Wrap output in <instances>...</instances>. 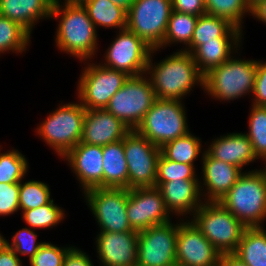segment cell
<instances>
[{
  "mask_svg": "<svg viewBox=\"0 0 266 266\" xmlns=\"http://www.w3.org/2000/svg\"><path fill=\"white\" fill-rule=\"evenodd\" d=\"M250 13L260 21L266 23V0H260L250 8Z\"/></svg>",
  "mask_w": 266,
  "mask_h": 266,
  "instance_id": "obj_45",
  "label": "cell"
},
{
  "mask_svg": "<svg viewBox=\"0 0 266 266\" xmlns=\"http://www.w3.org/2000/svg\"><path fill=\"white\" fill-rule=\"evenodd\" d=\"M173 11L201 16L206 14L205 0H171Z\"/></svg>",
  "mask_w": 266,
  "mask_h": 266,
  "instance_id": "obj_42",
  "label": "cell"
},
{
  "mask_svg": "<svg viewBox=\"0 0 266 266\" xmlns=\"http://www.w3.org/2000/svg\"><path fill=\"white\" fill-rule=\"evenodd\" d=\"M248 6L251 8L255 3H257L260 0H246Z\"/></svg>",
  "mask_w": 266,
  "mask_h": 266,
  "instance_id": "obj_49",
  "label": "cell"
},
{
  "mask_svg": "<svg viewBox=\"0 0 266 266\" xmlns=\"http://www.w3.org/2000/svg\"><path fill=\"white\" fill-rule=\"evenodd\" d=\"M202 160L207 202H219L243 174L242 169L233 164L216 160L206 151L203 153Z\"/></svg>",
  "mask_w": 266,
  "mask_h": 266,
  "instance_id": "obj_20",
  "label": "cell"
},
{
  "mask_svg": "<svg viewBox=\"0 0 266 266\" xmlns=\"http://www.w3.org/2000/svg\"><path fill=\"white\" fill-rule=\"evenodd\" d=\"M53 1L50 17L61 16L56 32L57 47L80 61L91 58L97 49V31L86 8L83 5L62 6L59 0Z\"/></svg>",
  "mask_w": 266,
  "mask_h": 266,
  "instance_id": "obj_2",
  "label": "cell"
},
{
  "mask_svg": "<svg viewBox=\"0 0 266 266\" xmlns=\"http://www.w3.org/2000/svg\"><path fill=\"white\" fill-rule=\"evenodd\" d=\"M110 1L128 11L135 0H110Z\"/></svg>",
  "mask_w": 266,
  "mask_h": 266,
  "instance_id": "obj_47",
  "label": "cell"
},
{
  "mask_svg": "<svg viewBox=\"0 0 266 266\" xmlns=\"http://www.w3.org/2000/svg\"><path fill=\"white\" fill-rule=\"evenodd\" d=\"M85 113L81 102L64 104L43 121L37 133L63 158L81 141Z\"/></svg>",
  "mask_w": 266,
  "mask_h": 266,
  "instance_id": "obj_8",
  "label": "cell"
},
{
  "mask_svg": "<svg viewBox=\"0 0 266 266\" xmlns=\"http://www.w3.org/2000/svg\"><path fill=\"white\" fill-rule=\"evenodd\" d=\"M53 0H0V15L17 22L30 34L41 18H50Z\"/></svg>",
  "mask_w": 266,
  "mask_h": 266,
  "instance_id": "obj_24",
  "label": "cell"
},
{
  "mask_svg": "<svg viewBox=\"0 0 266 266\" xmlns=\"http://www.w3.org/2000/svg\"><path fill=\"white\" fill-rule=\"evenodd\" d=\"M96 26L125 29L127 11L110 0H89L83 5Z\"/></svg>",
  "mask_w": 266,
  "mask_h": 266,
  "instance_id": "obj_28",
  "label": "cell"
},
{
  "mask_svg": "<svg viewBox=\"0 0 266 266\" xmlns=\"http://www.w3.org/2000/svg\"><path fill=\"white\" fill-rule=\"evenodd\" d=\"M96 239L103 266H137L138 231L100 232Z\"/></svg>",
  "mask_w": 266,
  "mask_h": 266,
  "instance_id": "obj_18",
  "label": "cell"
},
{
  "mask_svg": "<svg viewBox=\"0 0 266 266\" xmlns=\"http://www.w3.org/2000/svg\"><path fill=\"white\" fill-rule=\"evenodd\" d=\"M253 105H266V62L257 61Z\"/></svg>",
  "mask_w": 266,
  "mask_h": 266,
  "instance_id": "obj_41",
  "label": "cell"
},
{
  "mask_svg": "<svg viewBox=\"0 0 266 266\" xmlns=\"http://www.w3.org/2000/svg\"><path fill=\"white\" fill-rule=\"evenodd\" d=\"M103 188L128 189V166L123 139L102 146Z\"/></svg>",
  "mask_w": 266,
  "mask_h": 266,
  "instance_id": "obj_25",
  "label": "cell"
},
{
  "mask_svg": "<svg viewBox=\"0 0 266 266\" xmlns=\"http://www.w3.org/2000/svg\"><path fill=\"white\" fill-rule=\"evenodd\" d=\"M123 143L128 166V190L155 187L161 148L135 130L123 138Z\"/></svg>",
  "mask_w": 266,
  "mask_h": 266,
  "instance_id": "obj_10",
  "label": "cell"
},
{
  "mask_svg": "<svg viewBox=\"0 0 266 266\" xmlns=\"http://www.w3.org/2000/svg\"><path fill=\"white\" fill-rule=\"evenodd\" d=\"M129 75L102 65L88 64L79 80L78 98L86 110L105 109Z\"/></svg>",
  "mask_w": 266,
  "mask_h": 266,
  "instance_id": "obj_11",
  "label": "cell"
},
{
  "mask_svg": "<svg viewBox=\"0 0 266 266\" xmlns=\"http://www.w3.org/2000/svg\"><path fill=\"white\" fill-rule=\"evenodd\" d=\"M64 211L51 200L38 208L23 211V219L32 228H49L64 219Z\"/></svg>",
  "mask_w": 266,
  "mask_h": 266,
  "instance_id": "obj_37",
  "label": "cell"
},
{
  "mask_svg": "<svg viewBox=\"0 0 266 266\" xmlns=\"http://www.w3.org/2000/svg\"><path fill=\"white\" fill-rule=\"evenodd\" d=\"M85 193L100 232H133L127 218L128 189L93 188Z\"/></svg>",
  "mask_w": 266,
  "mask_h": 266,
  "instance_id": "obj_12",
  "label": "cell"
},
{
  "mask_svg": "<svg viewBox=\"0 0 266 266\" xmlns=\"http://www.w3.org/2000/svg\"><path fill=\"white\" fill-rule=\"evenodd\" d=\"M143 75L129 76L105 108L130 130L137 128L157 100L150 78Z\"/></svg>",
  "mask_w": 266,
  "mask_h": 266,
  "instance_id": "obj_7",
  "label": "cell"
},
{
  "mask_svg": "<svg viewBox=\"0 0 266 266\" xmlns=\"http://www.w3.org/2000/svg\"><path fill=\"white\" fill-rule=\"evenodd\" d=\"M249 117L248 136L255 156L266 160V108L252 105Z\"/></svg>",
  "mask_w": 266,
  "mask_h": 266,
  "instance_id": "obj_33",
  "label": "cell"
},
{
  "mask_svg": "<svg viewBox=\"0 0 266 266\" xmlns=\"http://www.w3.org/2000/svg\"><path fill=\"white\" fill-rule=\"evenodd\" d=\"M151 58L150 55L146 72L151 76L149 78L157 99L180 100L192 90L194 84L204 86V75L190 52L181 49L157 65H153Z\"/></svg>",
  "mask_w": 266,
  "mask_h": 266,
  "instance_id": "obj_1",
  "label": "cell"
},
{
  "mask_svg": "<svg viewBox=\"0 0 266 266\" xmlns=\"http://www.w3.org/2000/svg\"><path fill=\"white\" fill-rule=\"evenodd\" d=\"M72 247L60 248L49 242L38 249V252L30 260L31 266H63L64 258Z\"/></svg>",
  "mask_w": 266,
  "mask_h": 266,
  "instance_id": "obj_39",
  "label": "cell"
},
{
  "mask_svg": "<svg viewBox=\"0 0 266 266\" xmlns=\"http://www.w3.org/2000/svg\"><path fill=\"white\" fill-rule=\"evenodd\" d=\"M63 158L69 162L84 192L103 188L102 146L79 142Z\"/></svg>",
  "mask_w": 266,
  "mask_h": 266,
  "instance_id": "obj_17",
  "label": "cell"
},
{
  "mask_svg": "<svg viewBox=\"0 0 266 266\" xmlns=\"http://www.w3.org/2000/svg\"><path fill=\"white\" fill-rule=\"evenodd\" d=\"M242 30L228 20L204 14L198 16L191 43L184 51L192 53L198 46L210 41H240Z\"/></svg>",
  "mask_w": 266,
  "mask_h": 266,
  "instance_id": "obj_23",
  "label": "cell"
},
{
  "mask_svg": "<svg viewBox=\"0 0 266 266\" xmlns=\"http://www.w3.org/2000/svg\"><path fill=\"white\" fill-rule=\"evenodd\" d=\"M200 181L173 180L162 183L160 190L167 211L179 215L194 213L204 202L200 200ZM201 201V202H200Z\"/></svg>",
  "mask_w": 266,
  "mask_h": 266,
  "instance_id": "obj_21",
  "label": "cell"
},
{
  "mask_svg": "<svg viewBox=\"0 0 266 266\" xmlns=\"http://www.w3.org/2000/svg\"><path fill=\"white\" fill-rule=\"evenodd\" d=\"M27 163L18 150L0 153V183H20L28 170Z\"/></svg>",
  "mask_w": 266,
  "mask_h": 266,
  "instance_id": "obj_35",
  "label": "cell"
},
{
  "mask_svg": "<svg viewBox=\"0 0 266 266\" xmlns=\"http://www.w3.org/2000/svg\"><path fill=\"white\" fill-rule=\"evenodd\" d=\"M197 20L198 16L172 11L163 42L155 50L158 51L161 47L175 42H183L186 46H189Z\"/></svg>",
  "mask_w": 266,
  "mask_h": 266,
  "instance_id": "obj_29",
  "label": "cell"
},
{
  "mask_svg": "<svg viewBox=\"0 0 266 266\" xmlns=\"http://www.w3.org/2000/svg\"><path fill=\"white\" fill-rule=\"evenodd\" d=\"M131 130L105 109L86 110L82 143L105 146L122 140Z\"/></svg>",
  "mask_w": 266,
  "mask_h": 266,
  "instance_id": "obj_19",
  "label": "cell"
},
{
  "mask_svg": "<svg viewBox=\"0 0 266 266\" xmlns=\"http://www.w3.org/2000/svg\"><path fill=\"white\" fill-rule=\"evenodd\" d=\"M233 254L247 266H266V230L246 228Z\"/></svg>",
  "mask_w": 266,
  "mask_h": 266,
  "instance_id": "obj_26",
  "label": "cell"
},
{
  "mask_svg": "<svg viewBox=\"0 0 266 266\" xmlns=\"http://www.w3.org/2000/svg\"><path fill=\"white\" fill-rule=\"evenodd\" d=\"M103 66L125 72L129 76L146 74L151 53L155 49L127 28L119 31V35L110 44Z\"/></svg>",
  "mask_w": 266,
  "mask_h": 266,
  "instance_id": "obj_14",
  "label": "cell"
},
{
  "mask_svg": "<svg viewBox=\"0 0 266 266\" xmlns=\"http://www.w3.org/2000/svg\"><path fill=\"white\" fill-rule=\"evenodd\" d=\"M178 225L169 221L138 232L137 266L176 265Z\"/></svg>",
  "mask_w": 266,
  "mask_h": 266,
  "instance_id": "obj_13",
  "label": "cell"
},
{
  "mask_svg": "<svg viewBox=\"0 0 266 266\" xmlns=\"http://www.w3.org/2000/svg\"><path fill=\"white\" fill-rule=\"evenodd\" d=\"M219 203L246 228L262 227L266 218V180L261 170L243 172Z\"/></svg>",
  "mask_w": 266,
  "mask_h": 266,
  "instance_id": "obj_3",
  "label": "cell"
},
{
  "mask_svg": "<svg viewBox=\"0 0 266 266\" xmlns=\"http://www.w3.org/2000/svg\"><path fill=\"white\" fill-rule=\"evenodd\" d=\"M212 142L208 150L205 151L216 160L233 164L242 169L244 165L258 159L246 134H227Z\"/></svg>",
  "mask_w": 266,
  "mask_h": 266,
  "instance_id": "obj_22",
  "label": "cell"
},
{
  "mask_svg": "<svg viewBox=\"0 0 266 266\" xmlns=\"http://www.w3.org/2000/svg\"><path fill=\"white\" fill-rule=\"evenodd\" d=\"M169 212L157 187L128 190L127 218L131 228L142 231L170 221Z\"/></svg>",
  "mask_w": 266,
  "mask_h": 266,
  "instance_id": "obj_15",
  "label": "cell"
},
{
  "mask_svg": "<svg viewBox=\"0 0 266 266\" xmlns=\"http://www.w3.org/2000/svg\"><path fill=\"white\" fill-rule=\"evenodd\" d=\"M218 266H247V265L232 253V254H221Z\"/></svg>",
  "mask_w": 266,
  "mask_h": 266,
  "instance_id": "obj_46",
  "label": "cell"
},
{
  "mask_svg": "<svg viewBox=\"0 0 266 266\" xmlns=\"http://www.w3.org/2000/svg\"><path fill=\"white\" fill-rule=\"evenodd\" d=\"M239 42L241 41H210L198 46L191 54L198 69L205 75L212 68L228 61L231 58L233 45L235 49Z\"/></svg>",
  "mask_w": 266,
  "mask_h": 266,
  "instance_id": "obj_27",
  "label": "cell"
},
{
  "mask_svg": "<svg viewBox=\"0 0 266 266\" xmlns=\"http://www.w3.org/2000/svg\"><path fill=\"white\" fill-rule=\"evenodd\" d=\"M220 256L192 221L178 224L176 265L218 266Z\"/></svg>",
  "mask_w": 266,
  "mask_h": 266,
  "instance_id": "obj_16",
  "label": "cell"
},
{
  "mask_svg": "<svg viewBox=\"0 0 266 266\" xmlns=\"http://www.w3.org/2000/svg\"><path fill=\"white\" fill-rule=\"evenodd\" d=\"M195 174L194 165L171 161L161 153L157 162L155 187L173 180H199Z\"/></svg>",
  "mask_w": 266,
  "mask_h": 266,
  "instance_id": "obj_34",
  "label": "cell"
},
{
  "mask_svg": "<svg viewBox=\"0 0 266 266\" xmlns=\"http://www.w3.org/2000/svg\"><path fill=\"white\" fill-rule=\"evenodd\" d=\"M20 183H0V215H10L19 207Z\"/></svg>",
  "mask_w": 266,
  "mask_h": 266,
  "instance_id": "obj_40",
  "label": "cell"
},
{
  "mask_svg": "<svg viewBox=\"0 0 266 266\" xmlns=\"http://www.w3.org/2000/svg\"><path fill=\"white\" fill-rule=\"evenodd\" d=\"M52 199L50 198L49 187L46 183L41 181H27L22 183L20 181L19 189V207L23 211L38 208L48 204Z\"/></svg>",
  "mask_w": 266,
  "mask_h": 266,
  "instance_id": "obj_36",
  "label": "cell"
},
{
  "mask_svg": "<svg viewBox=\"0 0 266 266\" xmlns=\"http://www.w3.org/2000/svg\"><path fill=\"white\" fill-rule=\"evenodd\" d=\"M89 0H65V3L63 4H69V5H84Z\"/></svg>",
  "mask_w": 266,
  "mask_h": 266,
  "instance_id": "obj_48",
  "label": "cell"
},
{
  "mask_svg": "<svg viewBox=\"0 0 266 266\" xmlns=\"http://www.w3.org/2000/svg\"><path fill=\"white\" fill-rule=\"evenodd\" d=\"M30 33L17 22L0 15V52L22 53L29 43Z\"/></svg>",
  "mask_w": 266,
  "mask_h": 266,
  "instance_id": "obj_31",
  "label": "cell"
},
{
  "mask_svg": "<svg viewBox=\"0 0 266 266\" xmlns=\"http://www.w3.org/2000/svg\"><path fill=\"white\" fill-rule=\"evenodd\" d=\"M63 266H94L86 253L72 247L64 258Z\"/></svg>",
  "mask_w": 266,
  "mask_h": 266,
  "instance_id": "obj_43",
  "label": "cell"
},
{
  "mask_svg": "<svg viewBox=\"0 0 266 266\" xmlns=\"http://www.w3.org/2000/svg\"><path fill=\"white\" fill-rule=\"evenodd\" d=\"M266 161V160H265ZM261 172L263 173L265 180H266V168H264L263 170H261Z\"/></svg>",
  "mask_w": 266,
  "mask_h": 266,
  "instance_id": "obj_50",
  "label": "cell"
},
{
  "mask_svg": "<svg viewBox=\"0 0 266 266\" xmlns=\"http://www.w3.org/2000/svg\"><path fill=\"white\" fill-rule=\"evenodd\" d=\"M0 266H22V261L15 252L0 240Z\"/></svg>",
  "mask_w": 266,
  "mask_h": 266,
  "instance_id": "obj_44",
  "label": "cell"
},
{
  "mask_svg": "<svg viewBox=\"0 0 266 266\" xmlns=\"http://www.w3.org/2000/svg\"><path fill=\"white\" fill-rule=\"evenodd\" d=\"M201 139L189 132L161 147V153L169 160L194 165L195 159L201 152Z\"/></svg>",
  "mask_w": 266,
  "mask_h": 266,
  "instance_id": "obj_30",
  "label": "cell"
},
{
  "mask_svg": "<svg viewBox=\"0 0 266 266\" xmlns=\"http://www.w3.org/2000/svg\"><path fill=\"white\" fill-rule=\"evenodd\" d=\"M205 8L206 14L224 18L240 30L244 14L250 13L246 0H205Z\"/></svg>",
  "mask_w": 266,
  "mask_h": 266,
  "instance_id": "obj_32",
  "label": "cell"
},
{
  "mask_svg": "<svg viewBox=\"0 0 266 266\" xmlns=\"http://www.w3.org/2000/svg\"><path fill=\"white\" fill-rule=\"evenodd\" d=\"M33 230L23 228L12 236V243H9L0 234V240L10 249H12L17 256L28 255L29 261L38 252V249L44 244V242L36 243L37 234ZM19 254V255H18Z\"/></svg>",
  "mask_w": 266,
  "mask_h": 266,
  "instance_id": "obj_38",
  "label": "cell"
},
{
  "mask_svg": "<svg viewBox=\"0 0 266 266\" xmlns=\"http://www.w3.org/2000/svg\"><path fill=\"white\" fill-rule=\"evenodd\" d=\"M193 217L194 225L220 254L237 250L246 227L221 203L205 202Z\"/></svg>",
  "mask_w": 266,
  "mask_h": 266,
  "instance_id": "obj_4",
  "label": "cell"
},
{
  "mask_svg": "<svg viewBox=\"0 0 266 266\" xmlns=\"http://www.w3.org/2000/svg\"><path fill=\"white\" fill-rule=\"evenodd\" d=\"M256 67V60L230 58L204 75L203 88L210 96L224 101L253 93Z\"/></svg>",
  "mask_w": 266,
  "mask_h": 266,
  "instance_id": "obj_6",
  "label": "cell"
},
{
  "mask_svg": "<svg viewBox=\"0 0 266 266\" xmlns=\"http://www.w3.org/2000/svg\"><path fill=\"white\" fill-rule=\"evenodd\" d=\"M182 100L157 99L135 131L157 147L189 133Z\"/></svg>",
  "mask_w": 266,
  "mask_h": 266,
  "instance_id": "obj_5",
  "label": "cell"
},
{
  "mask_svg": "<svg viewBox=\"0 0 266 266\" xmlns=\"http://www.w3.org/2000/svg\"><path fill=\"white\" fill-rule=\"evenodd\" d=\"M173 11L171 0H135L127 11L126 28L157 49Z\"/></svg>",
  "mask_w": 266,
  "mask_h": 266,
  "instance_id": "obj_9",
  "label": "cell"
}]
</instances>
